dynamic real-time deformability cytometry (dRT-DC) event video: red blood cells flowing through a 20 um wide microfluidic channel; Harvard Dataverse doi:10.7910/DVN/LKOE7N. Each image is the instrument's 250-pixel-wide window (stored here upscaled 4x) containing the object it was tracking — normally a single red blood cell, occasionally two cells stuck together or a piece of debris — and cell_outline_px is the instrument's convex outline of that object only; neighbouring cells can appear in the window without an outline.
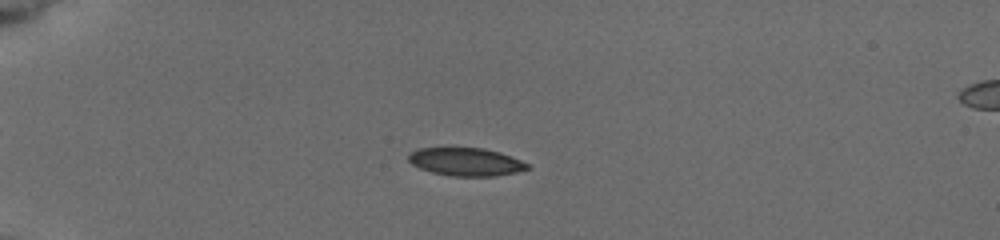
{"species": "common noctule bat (a hibernating species)", "species_latin": "Nyctalus noctula", "temperature_condition": "cold", "stored_images_in_passage": 22, "camera_frame_rate_fps": 3000, "um_per_image_px": 0.085, "animal": {"sex": "female", "body_mass_g": 19.5, "forearm_length_mm": 54.1}, "frame": {"image": 1, "passage_image": 6, "time_ms": 4.667, "image_size_px": [1000, 240], "cell_outline_px": [[532, 168], [516, 172], [496, 176], [452, 176], [432, 172], [420, 168], [412, 164], [408, 160], [408, 152], [420, 148], [484, 148], [500, 152], [512, 156], [528, 164]], "centroid_in_image_um": [39.61, 13.75], "position_along_channel_um": 45.4, "area_um2": 19.48}}
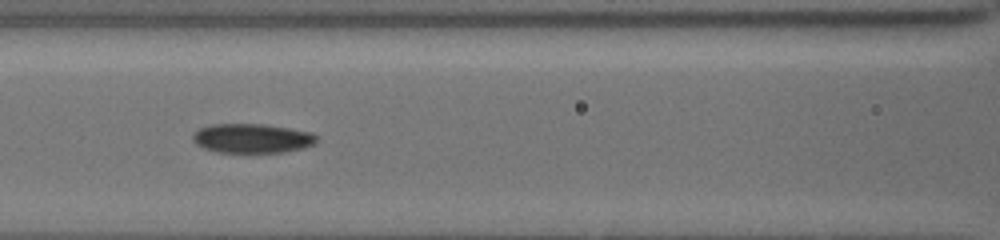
{"frame": {"image": 2, "passage_image": 13, "time_ms": 8.333, "image_size_px": [1000, 240], "cell_outline_px": [[316, 144], [304, 148], [284, 152], [216, 152], [204, 148], [196, 144], [192, 140], [192, 136], [200, 128], [212, 124], [264, 124], [312, 132], [316, 136]], "centroid_in_image_um": [21.44, 11.76], "position_along_channel_um": 145.2, "area_um2": 21.15}}
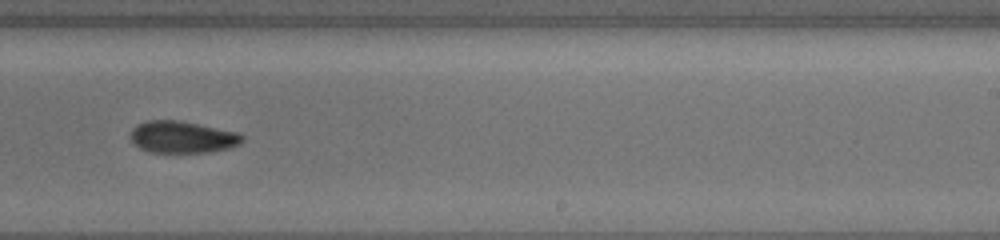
{"frame": {"image": 3, "passage_image": 20, "time_ms": 11.667, "image_size_px": [1000, 240], "cell_outline_px": [[244, 140], [240, 144], [228, 148], [212, 152], [148, 152], [132, 144], [128, 136], [132, 128], [136, 124], [148, 120], [180, 120], [240, 132], [244, 136]], "centroid_in_image_um": [15.48, 11.64], "position_along_channel_um": 273.5, "area_um2": 21.27}}